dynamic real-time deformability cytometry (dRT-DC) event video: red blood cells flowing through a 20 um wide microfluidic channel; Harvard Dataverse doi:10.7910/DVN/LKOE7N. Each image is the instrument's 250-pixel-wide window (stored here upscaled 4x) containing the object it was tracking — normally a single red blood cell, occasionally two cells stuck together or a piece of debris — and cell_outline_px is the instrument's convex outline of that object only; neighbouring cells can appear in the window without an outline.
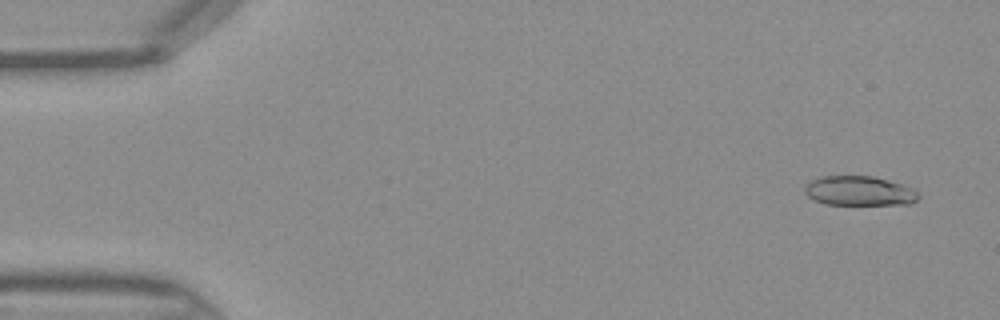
{"species": "Egyptian fruit bat (a non-hibernating species)", "species_latin": "Rousettus aegyptiacus", "temperature_condition": "warm", "stored_images_in_passage": 44, "camera_frame_rate_fps": 3000, "um_per_image_px": 0.085, "frame": {"image": 1, "passage_image": 2, "time_ms": 0.333, "image_size_px": [1000, 320], "cell_outline_px": [[920, 196], [912, 204], [824, 204], [808, 196], [804, 192], [804, 188], [812, 180], [820, 176], [872, 176], [888, 180], [912, 188]], "centroid_in_image_um": [73.03, 16.23], "position_along_channel_um": 12.0, "area_um2": 19.36}}
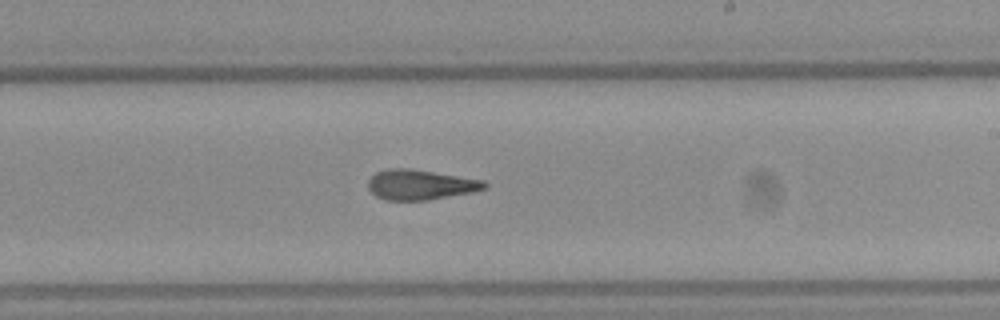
{"frame": {"image": 2, "passage_image": 26, "time_ms": 8.333, "image_size_px": [1000, 320], "cell_outline_px": [[488, 188], [472, 192], [428, 200], [384, 200], [376, 196], [368, 188], [368, 180], [376, 172], [388, 168], [408, 168], [484, 180], [488, 184]], "centroid_in_image_um": [35.73, 15.7], "position_along_channel_um": 253.3, "area_um2": 20.4}}
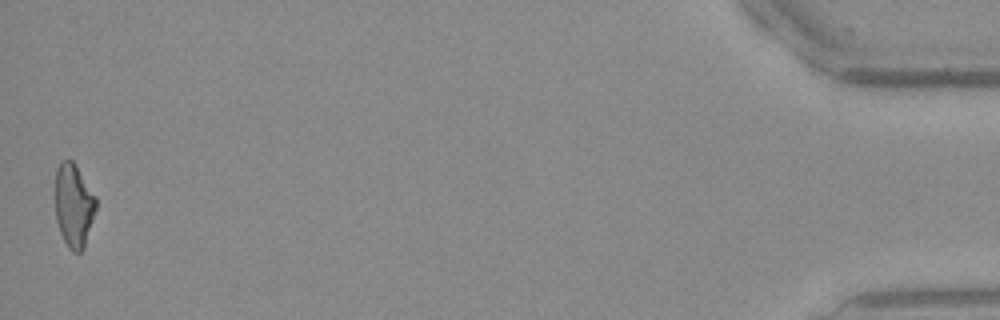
{"frame": {"image": 3, "passage_image": 44, "time_ms": 14.333, "image_size_px": [1000, 320], "cell_outline_px": [[96, 208], [84, 248], [80, 252], [72, 252], [68, 248], [60, 232], [56, 220], [56, 168], [64, 160], [72, 160], [96, 196]], "centroid_in_image_um": [6.27, 17.49], "position_along_channel_um": 428.9, "area_um2": 19.59}}